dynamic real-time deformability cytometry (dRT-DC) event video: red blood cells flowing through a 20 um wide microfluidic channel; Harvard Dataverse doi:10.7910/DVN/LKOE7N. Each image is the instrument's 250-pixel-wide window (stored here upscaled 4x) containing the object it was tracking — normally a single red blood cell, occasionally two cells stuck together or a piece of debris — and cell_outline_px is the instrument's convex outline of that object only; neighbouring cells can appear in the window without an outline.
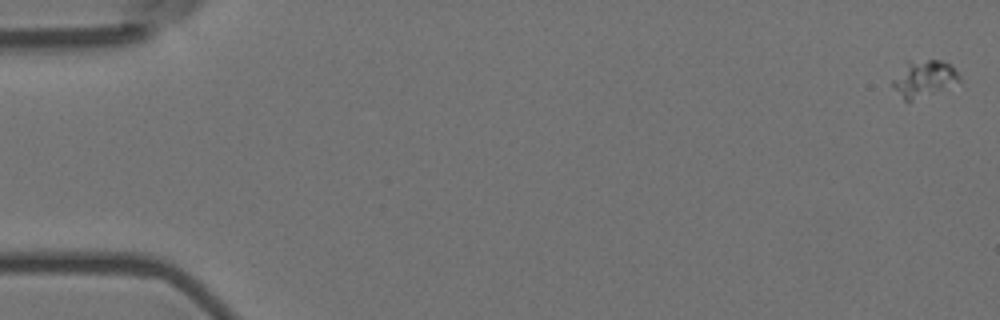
{"species": "Egyptian fruit bat (a non-hibernating species)", "species_latin": "Rousettus aegyptiacus", "temperature_condition": "room temperature", "stored_images_in_passage": 5, "camera_frame_rate_fps": 3000, "um_per_image_px": 0.085, "animal": {"sex": "female"}, "frame": {"image": 1, "passage_image": 1, "time_ms": 0.0, "image_size_px": [1000, 320], "cell_outline_px": [[960, 80], [912, 100], [904, 100], [892, 88], [892, 80], [904, 60], [940, 60], [948, 64], [960, 76]], "centroid_in_image_um": [78.41, 6.63], "position_along_channel_um": 6.6, "area_um2": 13.81}}
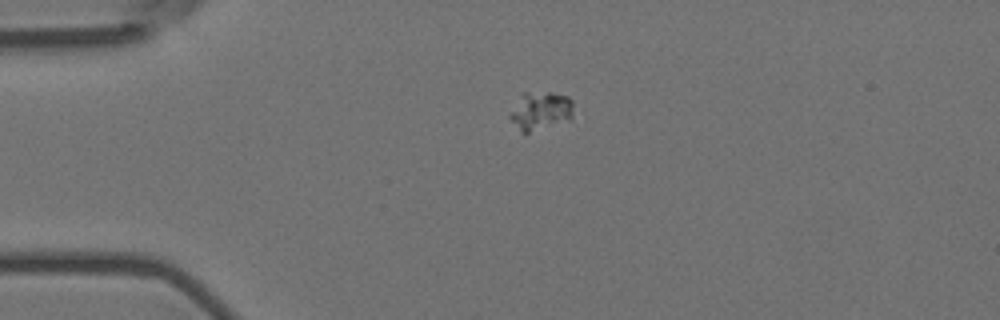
{"frame": {"image": 2, "passage_image": 4, "time_ms": 1.0, "image_size_px": [1000, 320], "cell_outline_px": [[572, 120], [528, 132], [520, 132], [508, 116], [524, 92], [552, 92], [568, 96], [572, 100]], "centroid_in_image_um": [45.98, 9.42], "position_along_channel_um": 39.0, "area_um2": 14.1}}